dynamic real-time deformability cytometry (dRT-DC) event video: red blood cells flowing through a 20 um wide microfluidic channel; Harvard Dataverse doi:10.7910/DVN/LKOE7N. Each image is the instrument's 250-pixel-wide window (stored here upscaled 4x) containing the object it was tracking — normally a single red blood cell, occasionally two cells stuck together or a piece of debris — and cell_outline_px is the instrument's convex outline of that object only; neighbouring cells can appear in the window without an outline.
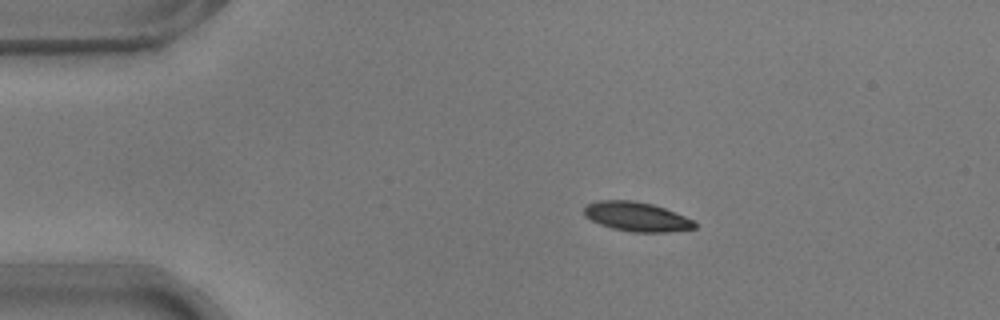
{"species": "common noctule bat (a hibernating species)", "species_latin": "Nyctalus noctula", "temperature_condition": "warm", "stored_images_in_passage": 45, "camera_frame_rate_fps": 3000, "um_per_image_px": 0.085, "animal": {"sex": "male", "body_mass_g": 17.9}, "frame": {"image": 1, "passage_image": 1, "time_ms": 0.0, "image_size_px": [1000, 320], "cell_outline_px": [[696, 228], [668, 232], [632, 232], [612, 228], [600, 224], [584, 216], [584, 208], [588, 204], [596, 200], [632, 200], [652, 204], [664, 208], [684, 216], [692, 220], [696, 224]], "centroid_in_image_um": [54.09, 18.41], "position_along_channel_um": 30.9, "area_um2": 18.79}}
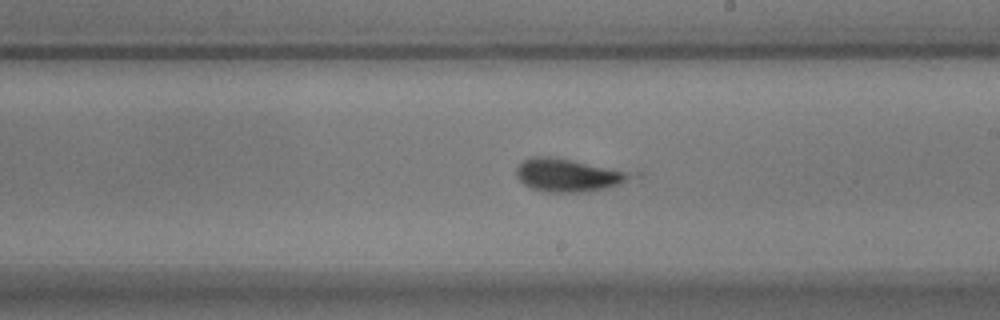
{"frame": {"image": 2, "passage_image": 22, "time_ms": 7.0, "image_size_px": [1000, 320], "cell_outline_px": [[644, 172], [640, 176], [620, 184], [588, 192], [544, 192], [532, 188], [524, 184], [516, 176], [516, 168], [524, 160], [532, 156], [548, 156]], "centroid_in_image_um": [48.47, 14.88], "position_along_channel_um": 240.5, "area_um2": 22.77}}
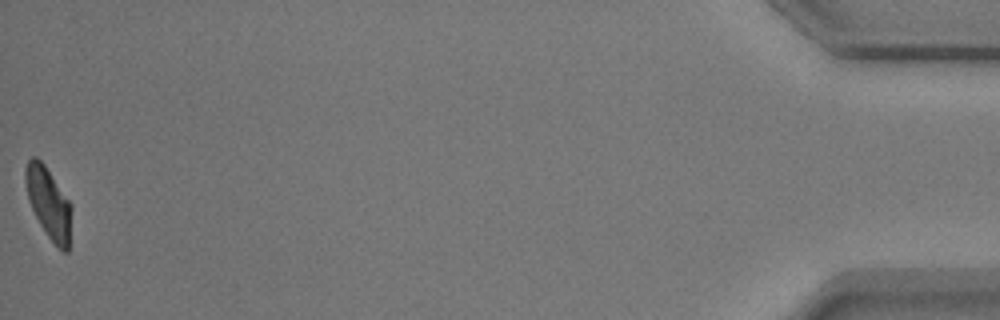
{"frame": {"image": 3, "passage_image": 45, "time_ms": 14.667, "image_size_px": [1000, 320], "cell_outline_px": [[72, 208], [68, 252], [64, 252], [48, 236], [40, 224], [28, 200], [24, 180], [24, 168], [28, 160], [32, 156], [36, 156], [44, 164], [72, 204]], "centroid_in_image_um": [4.12, 17.21], "position_along_channel_um": 431.1, "area_um2": 19.02}}